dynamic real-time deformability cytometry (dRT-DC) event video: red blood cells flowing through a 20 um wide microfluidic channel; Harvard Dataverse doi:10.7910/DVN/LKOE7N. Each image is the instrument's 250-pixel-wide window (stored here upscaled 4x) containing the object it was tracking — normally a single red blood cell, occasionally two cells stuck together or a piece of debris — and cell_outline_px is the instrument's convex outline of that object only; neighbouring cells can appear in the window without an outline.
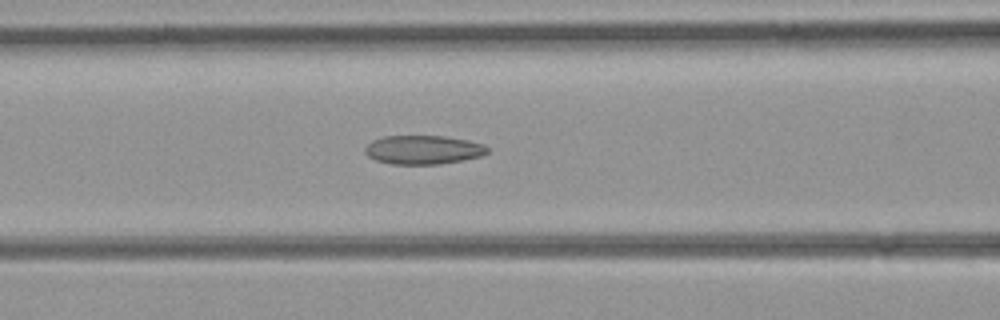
{"species": "common noctule bat (a hibernating species)", "species_latin": "Nyctalus noctula", "temperature_condition": "room temperature", "stored_images_in_passage": 34, "camera_frame_rate_fps": 3000, "um_per_image_px": 0.085, "animal": {"sex": "female", "body_mass_g": 21.9}, "frame": {"image": 1, "passage_image": 17, "time_ms": 5.333, "image_size_px": [1000, 320], "cell_outline_px": [[488, 152], [480, 156], [440, 164], [392, 164], [376, 160], [368, 156], [364, 152], [364, 148], [372, 140], [384, 136], [444, 136], [468, 140], [484, 144], [488, 148]], "centroid_in_image_um": [35.95, 12.72], "position_along_channel_um": 130.7, "area_um2": 20.52}}
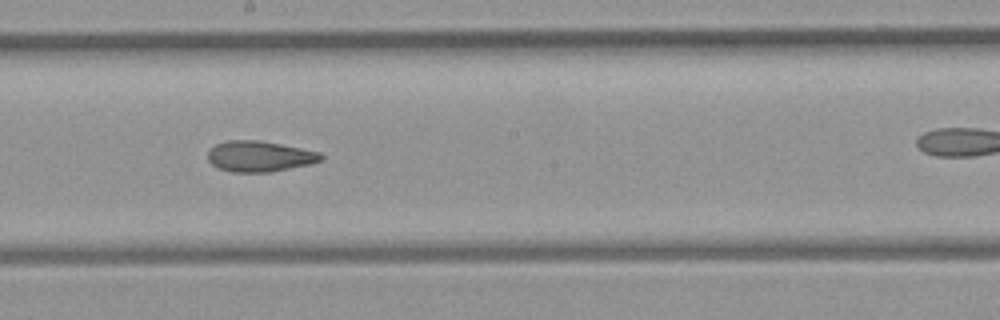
{"frame": {"image": 2, "passage_image": 23, "time_ms": 7.333, "image_size_px": [1000, 320], "cell_outline_px": [[324, 160], [312, 164], [268, 172], [232, 172], [220, 168], [212, 164], [208, 160], [208, 148], [216, 144], [228, 140], [260, 140], [320, 152], [324, 156]], "centroid_in_image_um": [22.07, 13.28], "position_along_channel_um": 226.1, "area_um2": 20.35}}
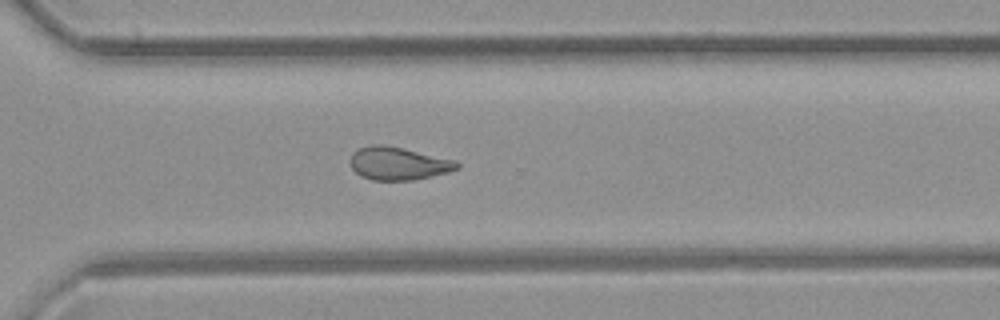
{"frame": {"image": 3, "passage_image": 30, "time_ms": 9.667, "image_size_px": [1000, 320], "cell_outline_px": [[460, 168], [448, 172], [432, 176], [412, 180], [372, 180], [360, 176], [348, 164], [348, 160], [352, 152], [360, 148], [372, 144], [384, 144], [404, 148], [456, 160], [460, 164]], "centroid_in_image_um": [33.83, 13.89], "position_along_channel_um": 336.8, "area_um2": 20.81}}